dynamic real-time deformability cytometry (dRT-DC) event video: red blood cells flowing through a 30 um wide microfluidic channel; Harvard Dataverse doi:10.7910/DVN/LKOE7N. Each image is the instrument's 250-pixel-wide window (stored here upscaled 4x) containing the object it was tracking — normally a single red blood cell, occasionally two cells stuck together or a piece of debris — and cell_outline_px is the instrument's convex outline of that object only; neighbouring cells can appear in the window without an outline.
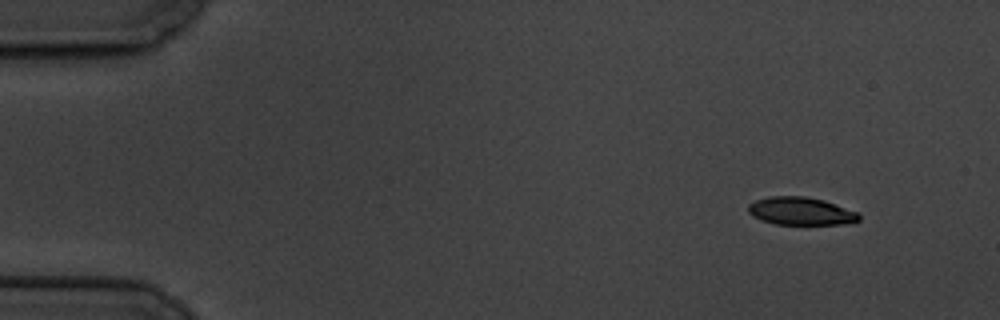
{"species": "common noctule bat (a hibernating species)", "species_latin": "Nyctalus noctula", "temperature_condition": "cold", "stored_images_in_passage": 10, "camera_frame_rate_fps": 3000, "um_per_image_px": 0.085, "animal": {"sex": "male", "body_mass_g": 19.5, "forearm_length_mm": 54.6}, "frame": {"image": 1, "passage_image": 1, "time_ms": 0.0, "image_size_px": [1000, 320], "cell_outline_px": [[860, 220], [840, 224], [776, 224], [760, 220], [752, 216], [748, 212], [748, 204], [756, 200], [768, 196], [804, 196], [824, 200], [856, 212], [860, 216]], "centroid_in_image_um": [68.01, 17.94], "position_along_channel_um": 17.0, "area_um2": 17.86}}
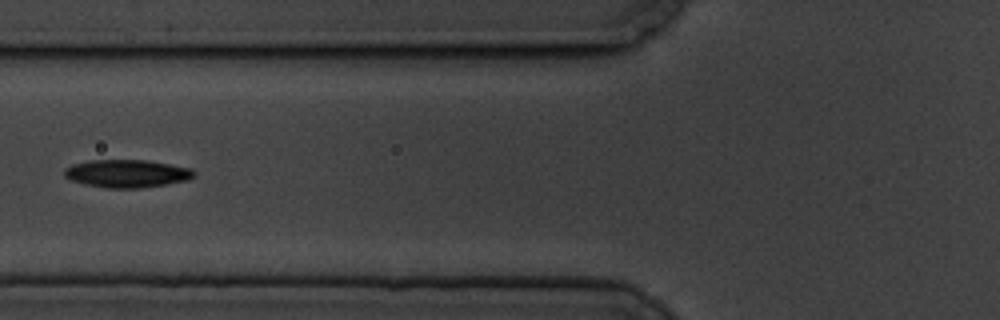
{"frame": {"image": 2, "passage_image": 6, "time_ms": 6.0, "image_size_px": [1000, 320], "cell_outline_px": [[196, 176], [188, 180], [140, 188], [104, 188], [84, 184], [72, 180], [64, 176], [64, 168], [72, 164], [88, 160], [148, 160], [192, 168], [196, 172]], "centroid_in_image_um": [10.79, 14.74], "position_along_channel_um": 115.0, "area_um2": 21.21}}
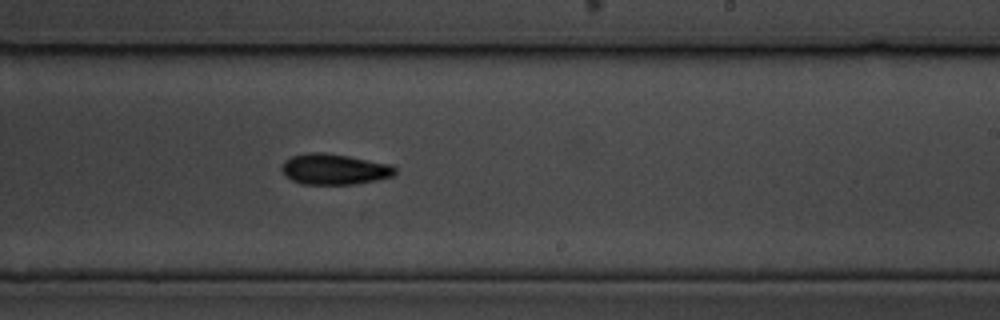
{"frame": {"image": 3, "passage_image": 10, "time_ms": 10.333, "image_size_px": [1000, 320], "cell_outline_px": [[396, 172], [392, 176], [376, 180], [356, 184], [300, 184], [292, 180], [280, 168], [284, 160], [292, 156], [308, 152], [324, 152], [348, 156], [392, 164], [396, 168]], "centroid_in_image_um": [28.42, 14.37], "position_along_channel_um": 260.6, "area_um2": 20.35}}